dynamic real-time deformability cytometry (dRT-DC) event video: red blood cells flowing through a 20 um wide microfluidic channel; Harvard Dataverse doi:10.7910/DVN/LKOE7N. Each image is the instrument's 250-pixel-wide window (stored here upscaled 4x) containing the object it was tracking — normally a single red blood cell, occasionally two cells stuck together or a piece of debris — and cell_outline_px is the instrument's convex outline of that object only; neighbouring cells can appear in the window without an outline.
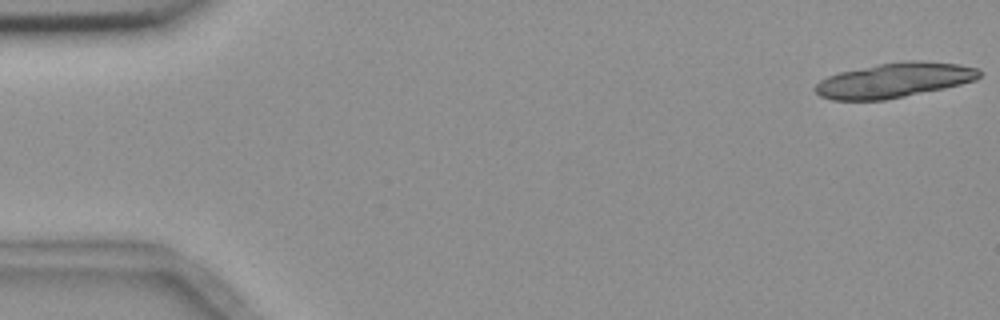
{"species": "common noctule bat (a hibernating species)", "species_latin": "Nyctalus noctula", "temperature_condition": "room temperature", "stored_images_in_passage": 7, "camera_frame_rate_fps": 3000, "um_per_image_px": 0.085, "animal": {"sex": "female", "body_mass_g": 18.4}, "frame": {"image": 1, "passage_image": 1, "time_ms": 0.0, "image_size_px": [1000, 320], "cell_outline_px": [[980, 76], [976, 80], [944, 88], [884, 100], [832, 100], [820, 96], [812, 88], [820, 80], [828, 76], [840, 72], [880, 64], [904, 60], [920, 60], [960, 64], [980, 68]], "centroid_in_image_um": [76.02, 6.81], "position_along_channel_um": 9.0, "area_um2": 33.23}}